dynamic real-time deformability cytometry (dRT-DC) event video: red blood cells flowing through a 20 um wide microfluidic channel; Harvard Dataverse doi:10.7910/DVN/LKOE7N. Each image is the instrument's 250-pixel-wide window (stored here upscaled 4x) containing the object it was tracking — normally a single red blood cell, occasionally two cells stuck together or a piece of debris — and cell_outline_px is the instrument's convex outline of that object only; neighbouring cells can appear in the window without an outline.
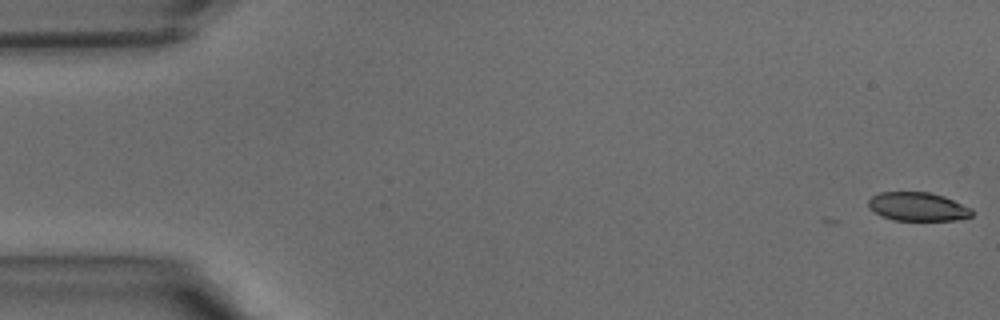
{"species": "common noctule bat (a hibernating species)", "species_latin": "Nyctalus noctula", "temperature_condition": "warm", "stored_images_in_passage": 3, "camera_frame_rate_fps": 3000, "um_per_image_px": 0.085, "animal": {"sex": "male", "body_mass_g": 15.6}, "frame": {"image": 1, "passage_image": 1, "time_ms": 0.0, "image_size_px": [1000, 320], "cell_outline_px": [[972, 216], [956, 220], [892, 220], [868, 208], [868, 200], [872, 196], [880, 192], [928, 192], [944, 196], [972, 208]], "centroid_in_image_um": [78.01, 17.56], "position_along_channel_um": 7.0, "area_um2": 17.22}}